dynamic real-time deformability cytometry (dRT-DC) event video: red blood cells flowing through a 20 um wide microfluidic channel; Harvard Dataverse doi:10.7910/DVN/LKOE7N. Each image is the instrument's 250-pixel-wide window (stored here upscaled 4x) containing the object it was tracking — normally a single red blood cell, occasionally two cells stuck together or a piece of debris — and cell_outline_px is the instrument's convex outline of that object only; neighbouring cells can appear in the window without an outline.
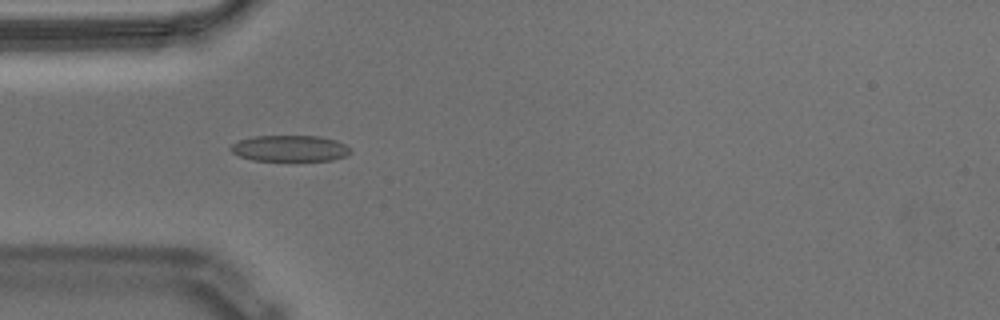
{"species": "Egyptian fruit bat (a non-hibernating species)", "species_latin": "Rousettus aegyptiacus", "temperature_condition": "warm", "stored_images_in_passage": 41, "camera_frame_rate_fps": 3000, "um_per_image_px": 0.085, "animal": {"sex": "male"}, "frame": {"image": 1, "passage_image": 1, "time_ms": 0.0, "image_size_px": [1000, 320], "cell_outline_px": [[352, 152], [348, 156], [332, 160], [252, 160], [240, 156], [232, 152], [228, 148], [232, 144], [240, 140], [256, 136], [320, 136], [336, 140], [352, 148]], "centroid_in_image_um": [24.69, 12.61], "position_along_channel_um": 60.3, "area_um2": 18.26}}
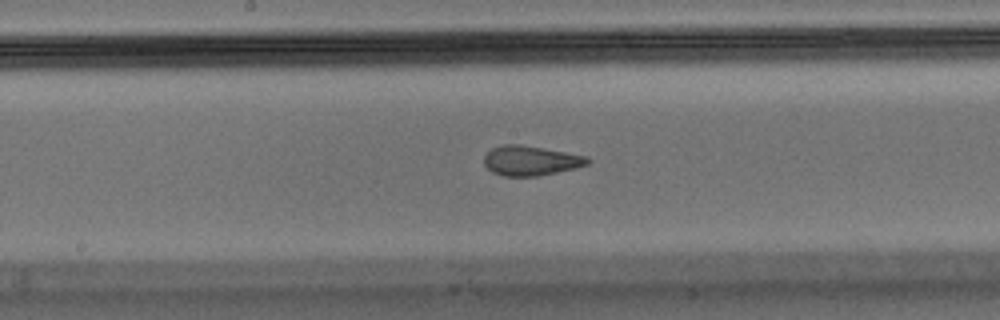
{"frame": {"image": 2, "passage_image": 13, "time_ms": 4.0, "image_size_px": [1000, 320], "cell_outline_px": [[592, 160], [588, 164], [576, 168], [536, 176], [504, 176], [492, 172], [484, 164], [484, 156], [492, 148], [504, 144], [520, 144], [544, 148], [588, 156]], "centroid_in_image_um": [45.13, 13.65], "position_along_channel_um": 203.1, "area_um2": 17.98}}
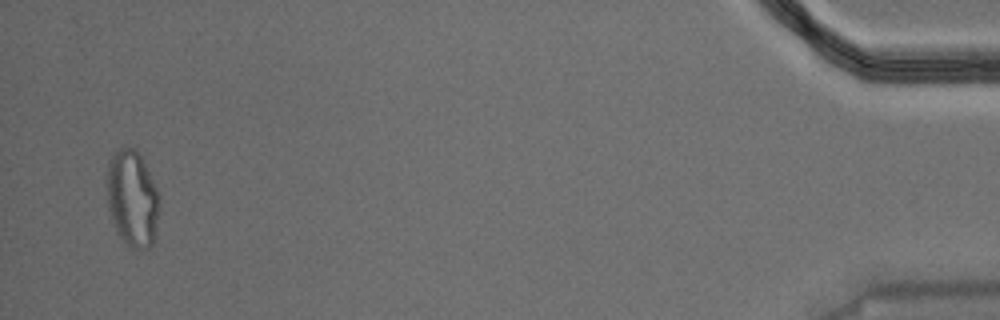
{"frame": {"image": 3, "passage_image": 39, "time_ms": 12.667, "image_size_px": [1000, 320], "cell_outline_px": [[160, 204], [156, 240], [148, 248], [132, 248], [124, 244], [116, 232], [112, 224], [108, 208], [108, 164], [112, 156], [120, 148], [136, 144], [160, 196]], "centroid_in_image_um": [11.28, 16.89], "position_along_channel_um": 423.9, "area_um2": 30.23}, "authors_computed_cell_mechanics": {"area_um2": 18.5538, "velocity_mm_per_s": 3.5645, "shape_relaxation_time_tau1_ms": null, "shape_relaxation_time_tau2_ms": 1.2383, "deformation_change_tau1": null, "deformation_change_tau2": 0.0954}}